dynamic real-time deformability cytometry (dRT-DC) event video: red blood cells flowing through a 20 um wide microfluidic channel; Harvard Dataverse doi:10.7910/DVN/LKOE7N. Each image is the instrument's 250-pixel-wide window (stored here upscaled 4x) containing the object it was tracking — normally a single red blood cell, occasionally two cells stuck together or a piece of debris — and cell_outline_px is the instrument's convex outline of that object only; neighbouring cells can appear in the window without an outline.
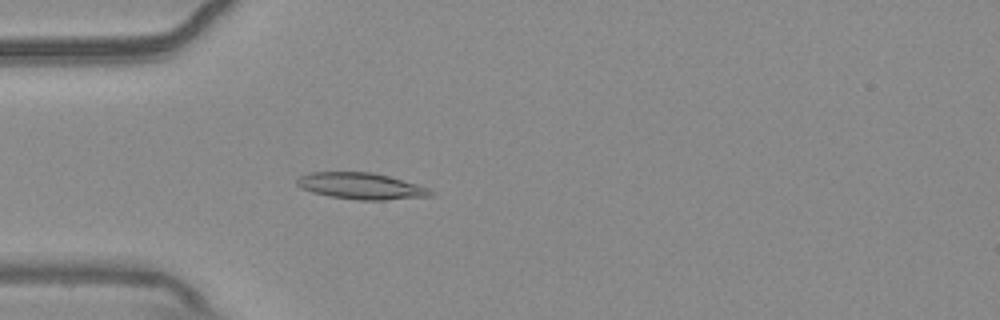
{"species": "common noctule bat (a hibernating species)", "species_latin": "Nyctalus noctula", "temperature_condition": "warm", "stored_images_in_passage": 55, "camera_frame_rate_fps": 3000, "um_per_image_px": 0.085, "animal": {"sex": "male", "body_mass_g": 20.4}, "frame": {"image": 1, "passage_image": 16, "time_ms": 5.0, "image_size_px": [1000, 320], "cell_outline_px": [[436, 192], [432, 196], [384, 200], [360, 200], [328, 196], [312, 192], [300, 188], [296, 184], [296, 180], [300, 176], [312, 172], [372, 172], [388, 176], [416, 184], [428, 188]], "centroid_in_image_um": [30.69, 15.82], "position_along_channel_um": 54.3, "area_um2": 20.58}}
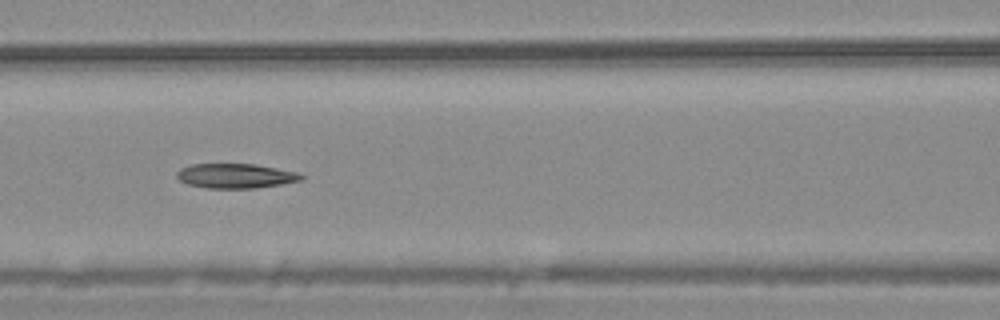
{"frame": {"image": 2, "passage_image": 24, "time_ms": 7.667, "image_size_px": [1000, 320], "cell_outline_px": [[304, 176], [300, 180], [280, 184], [256, 188], [204, 188], [188, 184], [180, 180], [176, 176], [176, 172], [180, 168], [192, 164], [256, 164], [296, 172]], "centroid_in_image_um": [19.98, 14.95], "position_along_channel_um": 146.6, "area_um2": 17.74}}
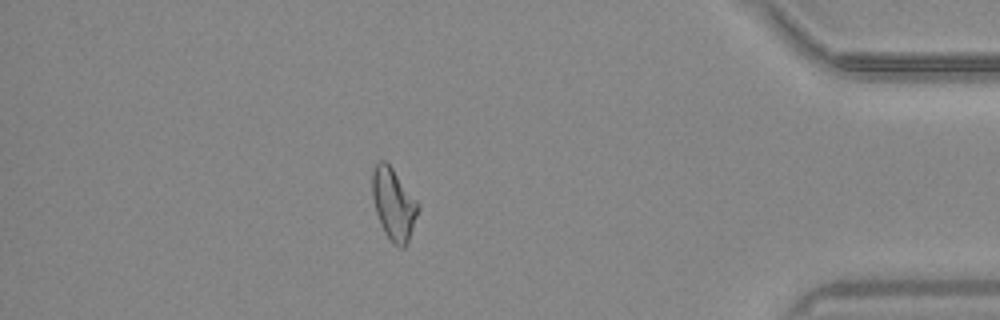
{"frame": {"image": 3, "passage_image": 48, "time_ms": 15.667, "image_size_px": [1000, 320], "cell_outline_px": [[420, 208], [408, 240], [404, 248], [400, 248], [392, 244], [384, 232], [380, 224], [376, 212], [372, 196], [372, 172], [376, 164], [380, 160], [384, 160], [392, 168], [420, 204]], "centroid_in_image_um": [33.46, 17.37], "position_along_channel_um": 401.7, "area_um2": 19.13}}